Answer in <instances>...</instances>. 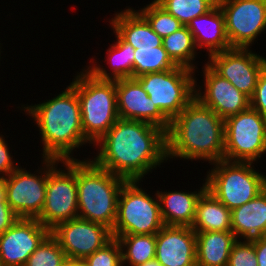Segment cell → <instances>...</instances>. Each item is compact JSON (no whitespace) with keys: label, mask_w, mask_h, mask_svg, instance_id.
I'll use <instances>...</instances> for the list:
<instances>
[{"label":"cell","mask_w":266,"mask_h":266,"mask_svg":"<svg viewBox=\"0 0 266 266\" xmlns=\"http://www.w3.org/2000/svg\"><path fill=\"white\" fill-rule=\"evenodd\" d=\"M93 162L127 181L139 180L167 159L166 131L144 121L119 118L95 143Z\"/></svg>","instance_id":"1"},{"label":"cell","mask_w":266,"mask_h":266,"mask_svg":"<svg viewBox=\"0 0 266 266\" xmlns=\"http://www.w3.org/2000/svg\"><path fill=\"white\" fill-rule=\"evenodd\" d=\"M167 159L223 160L224 120L196 97L170 121Z\"/></svg>","instance_id":"2"},{"label":"cell","mask_w":266,"mask_h":266,"mask_svg":"<svg viewBox=\"0 0 266 266\" xmlns=\"http://www.w3.org/2000/svg\"><path fill=\"white\" fill-rule=\"evenodd\" d=\"M22 109L38 125L43 143L42 158L75 160L72 151L91 144L84 137L80 101L70 85L51 100Z\"/></svg>","instance_id":"3"},{"label":"cell","mask_w":266,"mask_h":266,"mask_svg":"<svg viewBox=\"0 0 266 266\" xmlns=\"http://www.w3.org/2000/svg\"><path fill=\"white\" fill-rule=\"evenodd\" d=\"M122 177L98 167L92 159H77L78 218L113 230Z\"/></svg>","instance_id":"4"},{"label":"cell","mask_w":266,"mask_h":266,"mask_svg":"<svg viewBox=\"0 0 266 266\" xmlns=\"http://www.w3.org/2000/svg\"><path fill=\"white\" fill-rule=\"evenodd\" d=\"M70 86L80 101L84 137L94 145L119 119L116 80H100L83 69Z\"/></svg>","instance_id":"5"},{"label":"cell","mask_w":266,"mask_h":266,"mask_svg":"<svg viewBox=\"0 0 266 266\" xmlns=\"http://www.w3.org/2000/svg\"><path fill=\"white\" fill-rule=\"evenodd\" d=\"M211 165L205 180L207 189L229 210L254 199L266 188V176L252 162L220 160Z\"/></svg>","instance_id":"6"},{"label":"cell","mask_w":266,"mask_h":266,"mask_svg":"<svg viewBox=\"0 0 266 266\" xmlns=\"http://www.w3.org/2000/svg\"><path fill=\"white\" fill-rule=\"evenodd\" d=\"M155 194V197H151L139 188V180L126 181L118 196L112 236L156 234L164 223L158 196Z\"/></svg>","instance_id":"7"},{"label":"cell","mask_w":266,"mask_h":266,"mask_svg":"<svg viewBox=\"0 0 266 266\" xmlns=\"http://www.w3.org/2000/svg\"><path fill=\"white\" fill-rule=\"evenodd\" d=\"M59 162L65 164L66 169H57ZM77 217V159H48L45 201L42 212L36 219L51 230L57 224Z\"/></svg>","instance_id":"8"},{"label":"cell","mask_w":266,"mask_h":266,"mask_svg":"<svg viewBox=\"0 0 266 266\" xmlns=\"http://www.w3.org/2000/svg\"><path fill=\"white\" fill-rule=\"evenodd\" d=\"M194 75V71L178 66L167 71L144 74L135 79L171 121L195 98V89L198 87Z\"/></svg>","instance_id":"9"},{"label":"cell","mask_w":266,"mask_h":266,"mask_svg":"<svg viewBox=\"0 0 266 266\" xmlns=\"http://www.w3.org/2000/svg\"><path fill=\"white\" fill-rule=\"evenodd\" d=\"M266 153V118L251 107L224 120L223 160L255 162Z\"/></svg>","instance_id":"10"},{"label":"cell","mask_w":266,"mask_h":266,"mask_svg":"<svg viewBox=\"0 0 266 266\" xmlns=\"http://www.w3.org/2000/svg\"><path fill=\"white\" fill-rule=\"evenodd\" d=\"M231 48H251L266 30V0H217Z\"/></svg>","instance_id":"11"},{"label":"cell","mask_w":266,"mask_h":266,"mask_svg":"<svg viewBox=\"0 0 266 266\" xmlns=\"http://www.w3.org/2000/svg\"><path fill=\"white\" fill-rule=\"evenodd\" d=\"M42 161L44 168L36 171L38 175L18 166L3 179L6 201L19 218H37L42 212L48 178V159L43 158Z\"/></svg>","instance_id":"12"},{"label":"cell","mask_w":266,"mask_h":266,"mask_svg":"<svg viewBox=\"0 0 266 266\" xmlns=\"http://www.w3.org/2000/svg\"><path fill=\"white\" fill-rule=\"evenodd\" d=\"M50 234L67 258L75 261H84L113 238L106 226L78 217L57 224Z\"/></svg>","instance_id":"13"},{"label":"cell","mask_w":266,"mask_h":266,"mask_svg":"<svg viewBox=\"0 0 266 266\" xmlns=\"http://www.w3.org/2000/svg\"><path fill=\"white\" fill-rule=\"evenodd\" d=\"M207 64L222 78L227 79L248 97L254 93L266 58L250 48H231L208 56Z\"/></svg>","instance_id":"14"},{"label":"cell","mask_w":266,"mask_h":266,"mask_svg":"<svg viewBox=\"0 0 266 266\" xmlns=\"http://www.w3.org/2000/svg\"><path fill=\"white\" fill-rule=\"evenodd\" d=\"M50 234L36 218H19L0 234V260L4 266H24L30 255Z\"/></svg>","instance_id":"15"},{"label":"cell","mask_w":266,"mask_h":266,"mask_svg":"<svg viewBox=\"0 0 266 266\" xmlns=\"http://www.w3.org/2000/svg\"><path fill=\"white\" fill-rule=\"evenodd\" d=\"M204 92L202 86L195 89V97L213 110L223 120L251 107L250 97L239 91L227 79L217 74L207 63L203 66ZM204 94V95H203Z\"/></svg>","instance_id":"16"},{"label":"cell","mask_w":266,"mask_h":266,"mask_svg":"<svg viewBox=\"0 0 266 266\" xmlns=\"http://www.w3.org/2000/svg\"><path fill=\"white\" fill-rule=\"evenodd\" d=\"M116 92L119 118L144 121L167 132L170 120L153 103L136 79H117Z\"/></svg>","instance_id":"17"},{"label":"cell","mask_w":266,"mask_h":266,"mask_svg":"<svg viewBox=\"0 0 266 266\" xmlns=\"http://www.w3.org/2000/svg\"><path fill=\"white\" fill-rule=\"evenodd\" d=\"M155 259L162 266H196V232L189 226L164 225L156 233Z\"/></svg>","instance_id":"18"},{"label":"cell","mask_w":266,"mask_h":266,"mask_svg":"<svg viewBox=\"0 0 266 266\" xmlns=\"http://www.w3.org/2000/svg\"><path fill=\"white\" fill-rule=\"evenodd\" d=\"M187 28L193 35L196 47L207 48L208 56L231 49L224 15L218 4L206 14L192 19Z\"/></svg>","instance_id":"19"},{"label":"cell","mask_w":266,"mask_h":266,"mask_svg":"<svg viewBox=\"0 0 266 266\" xmlns=\"http://www.w3.org/2000/svg\"><path fill=\"white\" fill-rule=\"evenodd\" d=\"M109 23L112 29L134 49L162 46L163 38L153 31L148 21L137 10L131 7L115 13Z\"/></svg>","instance_id":"20"},{"label":"cell","mask_w":266,"mask_h":266,"mask_svg":"<svg viewBox=\"0 0 266 266\" xmlns=\"http://www.w3.org/2000/svg\"><path fill=\"white\" fill-rule=\"evenodd\" d=\"M207 189L206 180L200 190L194 192H156L161 209V217L166 226L193 225L198 198Z\"/></svg>","instance_id":"21"},{"label":"cell","mask_w":266,"mask_h":266,"mask_svg":"<svg viewBox=\"0 0 266 266\" xmlns=\"http://www.w3.org/2000/svg\"><path fill=\"white\" fill-rule=\"evenodd\" d=\"M231 228L236 239L251 240L266 235V188L231 211Z\"/></svg>","instance_id":"22"},{"label":"cell","mask_w":266,"mask_h":266,"mask_svg":"<svg viewBox=\"0 0 266 266\" xmlns=\"http://www.w3.org/2000/svg\"><path fill=\"white\" fill-rule=\"evenodd\" d=\"M236 240L232 231L196 232V266H227Z\"/></svg>","instance_id":"23"},{"label":"cell","mask_w":266,"mask_h":266,"mask_svg":"<svg viewBox=\"0 0 266 266\" xmlns=\"http://www.w3.org/2000/svg\"><path fill=\"white\" fill-rule=\"evenodd\" d=\"M191 228L195 232L232 231L231 210L206 189L198 198Z\"/></svg>","instance_id":"24"},{"label":"cell","mask_w":266,"mask_h":266,"mask_svg":"<svg viewBox=\"0 0 266 266\" xmlns=\"http://www.w3.org/2000/svg\"><path fill=\"white\" fill-rule=\"evenodd\" d=\"M116 42L111 44L107 50L106 59L107 64L111 67V72H107L106 68L101 65L87 66V70L90 71L97 79L100 80H117L125 78L134 79V51L135 49L129 43H126L115 31ZM109 62V63H108Z\"/></svg>","instance_id":"25"},{"label":"cell","mask_w":266,"mask_h":266,"mask_svg":"<svg viewBox=\"0 0 266 266\" xmlns=\"http://www.w3.org/2000/svg\"><path fill=\"white\" fill-rule=\"evenodd\" d=\"M121 247L122 266H138L155 259L156 234L113 236Z\"/></svg>","instance_id":"26"},{"label":"cell","mask_w":266,"mask_h":266,"mask_svg":"<svg viewBox=\"0 0 266 266\" xmlns=\"http://www.w3.org/2000/svg\"><path fill=\"white\" fill-rule=\"evenodd\" d=\"M162 45L177 66L185 67L195 72V62H192L196 59L198 48L187 26H183L178 31L164 37Z\"/></svg>","instance_id":"27"},{"label":"cell","mask_w":266,"mask_h":266,"mask_svg":"<svg viewBox=\"0 0 266 266\" xmlns=\"http://www.w3.org/2000/svg\"><path fill=\"white\" fill-rule=\"evenodd\" d=\"M178 67L163 45L155 48H138L134 51V79L144 74L167 71Z\"/></svg>","instance_id":"28"},{"label":"cell","mask_w":266,"mask_h":266,"mask_svg":"<svg viewBox=\"0 0 266 266\" xmlns=\"http://www.w3.org/2000/svg\"><path fill=\"white\" fill-rule=\"evenodd\" d=\"M167 12L178 19L184 26L201 15L206 14L217 0H155Z\"/></svg>","instance_id":"29"},{"label":"cell","mask_w":266,"mask_h":266,"mask_svg":"<svg viewBox=\"0 0 266 266\" xmlns=\"http://www.w3.org/2000/svg\"><path fill=\"white\" fill-rule=\"evenodd\" d=\"M137 11L148 21L153 31H155L161 38L178 31L184 26L155 0Z\"/></svg>","instance_id":"30"},{"label":"cell","mask_w":266,"mask_h":266,"mask_svg":"<svg viewBox=\"0 0 266 266\" xmlns=\"http://www.w3.org/2000/svg\"><path fill=\"white\" fill-rule=\"evenodd\" d=\"M67 260L57 240L49 234L30 255L24 266H61Z\"/></svg>","instance_id":"31"},{"label":"cell","mask_w":266,"mask_h":266,"mask_svg":"<svg viewBox=\"0 0 266 266\" xmlns=\"http://www.w3.org/2000/svg\"><path fill=\"white\" fill-rule=\"evenodd\" d=\"M83 262L87 266H122L121 247L118 240L113 237Z\"/></svg>","instance_id":"32"},{"label":"cell","mask_w":266,"mask_h":266,"mask_svg":"<svg viewBox=\"0 0 266 266\" xmlns=\"http://www.w3.org/2000/svg\"><path fill=\"white\" fill-rule=\"evenodd\" d=\"M227 266H259L252 239L233 243Z\"/></svg>","instance_id":"33"},{"label":"cell","mask_w":266,"mask_h":266,"mask_svg":"<svg viewBox=\"0 0 266 266\" xmlns=\"http://www.w3.org/2000/svg\"><path fill=\"white\" fill-rule=\"evenodd\" d=\"M251 108L266 118V65L261 70L254 93L250 98Z\"/></svg>","instance_id":"34"},{"label":"cell","mask_w":266,"mask_h":266,"mask_svg":"<svg viewBox=\"0 0 266 266\" xmlns=\"http://www.w3.org/2000/svg\"><path fill=\"white\" fill-rule=\"evenodd\" d=\"M8 144L6 143L3 135H0V178L4 179L12 171H14L18 165L12 161L13 157L9 153Z\"/></svg>","instance_id":"35"},{"label":"cell","mask_w":266,"mask_h":266,"mask_svg":"<svg viewBox=\"0 0 266 266\" xmlns=\"http://www.w3.org/2000/svg\"><path fill=\"white\" fill-rule=\"evenodd\" d=\"M18 219L19 217L7 202H0V234L9 229Z\"/></svg>","instance_id":"36"},{"label":"cell","mask_w":266,"mask_h":266,"mask_svg":"<svg viewBox=\"0 0 266 266\" xmlns=\"http://www.w3.org/2000/svg\"><path fill=\"white\" fill-rule=\"evenodd\" d=\"M259 266H266V235L252 239Z\"/></svg>","instance_id":"37"},{"label":"cell","mask_w":266,"mask_h":266,"mask_svg":"<svg viewBox=\"0 0 266 266\" xmlns=\"http://www.w3.org/2000/svg\"><path fill=\"white\" fill-rule=\"evenodd\" d=\"M0 202H7L5 184L2 178H0Z\"/></svg>","instance_id":"38"},{"label":"cell","mask_w":266,"mask_h":266,"mask_svg":"<svg viewBox=\"0 0 266 266\" xmlns=\"http://www.w3.org/2000/svg\"><path fill=\"white\" fill-rule=\"evenodd\" d=\"M138 266H162L156 259L147 261L143 264H140Z\"/></svg>","instance_id":"39"},{"label":"cell","mask_w":266,"mask_h":266,"mask_svg":"<svg viewBox=\"0 0 266 266\" xmlns=\"http://www.w3.org/2000/svg\"><path fill=\"white\" fill-rule=\"evenodd\" d=\"M61 266H75V260H70V259H68V260L65 261V263L62 264Z\"/></svg>","instance_id":"40"},{"label":"cell","mask_w":266,"mask_h":266,"mask_svg":"<svg viewBox=\"0 0 266 266\" xmlns=\"http://www.w3.org/2000/svg\"><path fill=\"white\" fill-rule=\"evenodd\" d=\"M75 266H87L83 261H75Z\"/></svg>","instance_id":"41"}]
</instances>
